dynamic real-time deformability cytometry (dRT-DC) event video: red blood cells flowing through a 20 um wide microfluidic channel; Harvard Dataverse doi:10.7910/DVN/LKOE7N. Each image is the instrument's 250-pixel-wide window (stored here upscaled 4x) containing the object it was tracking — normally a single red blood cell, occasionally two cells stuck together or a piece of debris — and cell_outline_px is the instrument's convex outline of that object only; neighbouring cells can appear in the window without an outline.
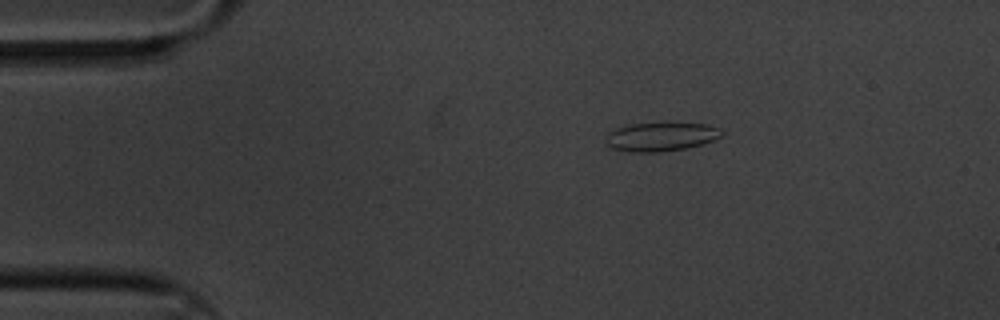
{"species": "common noctule bat (a hibernating species)", "species_latin": "Nyctalus noctula", "temperature_condition": "cold", "stored_images_in_passage": 5, "camera_frame_rate_fps": 3000, "um_per_image_px": 0.085, "animal": {"sex": "male", "body_mass_g": 20.1, "forearm_length_mm": 53.5}, "frame": {"image": 1, "passage_image": 3, "time_ms": 0.667, "image_size_px": [1000, 320], "cell_outline_px": [[724, 136], [688, 148], [656, 152], [628, 152], [612, 148], [608, 144], [608, 132], [616, 128], [632, 124], [664, 120], [708, 124], [720, 128], [724, 132]], "centroid_in_image_um": [56.25, 11.57], "position_along_channel_um": 28.7, "area_um2": 20.17}}